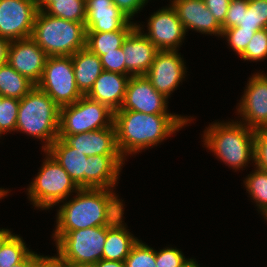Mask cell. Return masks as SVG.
<instances>
[{"mask_svg":"<svg viewBox=\"0 0 267 267\" xmlns=\"http://www.w3.org/2000/svg\"><path fill=\"white\" fill-rule=\"evenodd\" d=\"M113 190L80 188L75 197L63 201L52 234L55 244L69 231L111 225L124 214L123 200Z\"/></svg>","mask_w":267,"mask_h":267,"instance_id":"obj_1","label":"cell"},{"mask_svg":"<svg viewBox=\"0 0 267 267\" xmlns=\"http://www.w3.org/2000/svg\"><path fill=\"white\" fill-rule=\"evenodd\" d=\"M191 117L178 114H146L131 110L114 112L117 146L121 155L149 149L190 123Z\"/></svg>","mask_w":267,"mask_h":267,"instance_id":"obj_2","label":"cell"},{"mask_svg":"<svg viewBox=\"0 0 267 267\" xmlns=\"http://www.w3.org/2000/svg\"><path fill=\"white\" fill-rule=\"evenodd\" d=\"M255 130L239 121L214 122L204 130L205 147L222 162L236 170H244L254 161Z\"/></svg>","mask_w":267,"mask_h":267,"instance_id":"obj_3","label":"cell"},{"mask_svg":"<svg viewBox=\"0 0 267 267\" xmlns=\"http://www.w3.org/2000/svg\"><path fill=\"white\" fill-rule=\"evenodd\" d=\"M59 118L60 107L35 85L20 99L15 131L40 139L45 151L58 138Z\"/></svg>","mask_w":267,"mask_h":267,"instance_id":"obj_4","label":"cell"},{"mask_svg":"<svg viewBox=\"0 0 267 267\" xmlns=\"http://www.w3.org/2000/svg\"><path fill=\"white\" fill-rule=\"evenodd\" d=\"M85 23L68 21L38 11L31 38L47 56H72L86 46Z\"/></svg>","mask_w":267,"mask_h":267,"instance_id":"obj_5","label":"cell"},{"mask_svg":"<svg viewBox=\"0 0 267 267\" xmlns=\"http://www.w3.org/2000/svg\"><path fill=\"white\" fill-rule=\"evenodd\" d=\"M43 152L46 154L44 162L27 188V195L33 206L48 210L80 188L47 151Z\"/></svg>","mask_w":267,"mask_h":267,"instance_id":"obj_6","label":"cell"},{"mask_svg":"<svg viewBox=\"0 0 267 267\" xmlns=\"http://www.w3.org/2000/svg\"><path fill=\"white\" fill-rule=\"evenodd\" d=\"M114 125V111L108 106L82 96L71 105L60 108L58 136L86 133Z\"/></svg>","mask_w":267,"mask_h":267,"instance_id":"obj_7","label":"cell"},{"mask_svg":"<svg viewBox=\"0 0 267 267\" xmlns=\"http://www.w3.org/2000/svg\"><path fill=\"white\" fill-rule=\"evenodd\" d=\"M36 86L60 108L75 103L83 96L76 85L71 56H48Z\"/></svg>","mask_w":267,"mask_h":267,"instance_id":"obj_8","label":"cell"},{"mask_svg":"<svg viewBox=\"0 0 267 267\" xmlns=\"http://www.w3.org/2000/svg\"><path fill=\"white\" fill-rule=\"evenodd\" d=\"M107 226L90 227L66 233L57 243V254L66 261L93 265L102 259Z\"/></svg>","mask_w":267,"mask_h":267,"instance_id":"obj_9","label":"cell"},{"mask_svg":"<svg viewBox=\"0 0 267 267\" xmlns=\"http://www.w3.org/2000/svg\"><path fill=\"white\" fill-rule=\"evenodd\" d=\"M38 10L34 0H0V37L30 38Z\"/></svg>","mask_w":267,"mask_h":267,"instance_id":"obj_10","label":"cell"},{"mask_svg":"<svg viewBox=\"0 0 267 267\" xmlns=\"http://www.w3.org/2000/svg\"><path fill=\"white\" fill-rule=\"evenodd\" d=\"M147 29L148 33L144 35L158 50L178 51L186 35L184 26L171 4L150 16Z\"/></svg>","mask_w":267,"mask_h":267,"instance_id":"obj_11","label":"cell"},{"mask_svg":"<svg viewBox=\"0 0 267 267\" xmlns=\"http://www.w3.org/2000/svg\"><path fill=\"white\" fill-rule=\"evenodd\" d=\"M237 106V114L247 127L258 130L267 128V77L257 72L247 82Z\"/></svg>","mask_w":267,"mask_h":267,"instance_id":"obj_12","label":"cell"},{"mask_svg":"<svg viewBox=\"0 0 267 267\" xmlns=\"http://www.w3.org/2000/svg\"><path fill=\"white\" fill-rule=\"evenodd\" d=\"M183 57L177 51L159 50L146 77L152 86L167 98L185 78L186 67Z\"/></svg>","mask_w":267,"mask_h":267,"instance_id":"obj_13","label":"cell"},{"mask_svg":"<svg viewBox=\"0 0 267 267\" xmlns=\"http://www.w3.org/2000/svg\"><path fill=\"white\" fill-rule=\"evenodd\" d=\"M168 98L158 92L145 75L129 78L125 97L119 110H131L146 114L169 113Z\"/></svg>","mask_w":267,"mask_h":267,"instance_id":"obj_14","label":"cell"},{"mask_svg":"<svg viewBox=\"0 0 267 267\" xmlns=\"http://www.w3.org/2000/svg\"><path fill=\"white\" fill-rule=\"evenodd\" d=\"M47 57L30 37L11 41L7 63L36 85L41 80Z\"/></svg>","mask_w":267,"mask_h":267,"instance_id":"obj_15","label":"cell"},{"mask_svg":"<svg viewBox=\"0 0 267 267\" xmlns=\"http://www.w3.org/2000/svg\"><path fill=\"white\" fill-rule=\"evenodd\" d=\"M136 24L127 18L112 0H86L87 32L133 30Z\"/></svg>","mask_w":267,"mask_h":267,"instance_id":"obj_16","label":"cell"},{"mask_svg":"<svg viewBox=\"0 0 267 267\" xmlns=\"http://www.w3.org/2000/svg\"><path fill=\"white\" fill-rule=\"evenodd\" d=\"M141 25L128 34L123 42L122 49L126 63V75H146L151 67L156 53V46L143 34Z\"/></svg>","mask_w":267,"mask_h":267,"instance_id":"obj_17","label":"cell"},{"mask_svg":"<svg viewBox=\"0 0 267 267\" xmlns=\"http://www.w3.org/2000/svg\"><path fill=\"white\" fill-rule=\"evenodd\" d=\"M171 2L186 33L188 29H192L207 35H222V26L206 8L204 0H172Z\"/></svg>","mask_w":267,"mask_h":267,"instance_id":"obj_18","label":"cell"},{"mask_svg":"<svg viewBox=\"0 0 267 267\" xmlns=\"http://www.w3.org/2000/svg\"><path fill=\"white\" fill-rule=\"evenodd\" d=\"M58 138L86 156L121 155L117 146L115 125L86 133L58 136Z\"/></svg>","mask_w":267,"mask_h":267,"instance_id":"obj_19","label":"cell"},{"mask_svg":"<svg viewBox=\"0 0 267 267\" xmlns=\"http://www.w3.org/2000/svg\"><path fill=\"white\" fill-rule=\"evenodd\" d=\"M124 161L122 155L88 156L87 188L114 189Z\"/></svg>","mask_w":267,"mask_h":267,"instance_id":"obj_20","label":"cell"},{"mask_svg":"<svg viewBox=\"0 0 267 267\" xmlns=\"http://www.w3.org/2000/svg\"><path fill=\"white\" fill-rule=\"evenodd\" d=\"M130 77L117 72L103 71L86 96L115 112L122 106Z\"/></svg>","mask_w":267,"mask_h":267,"instance_id":"obj_21","label":"cell"},{"mask_svg":"<svg viewBox=\"0 0 267 267\" xmlns=\"http://www.w3.org/2000/svg\"><path fill=\"white\" fill-rule=\"evenodd\" d=\"M45 151L69 174L79 188H87V158L82 152L57 138Z\"/></svg>","mask_w":267,"mask_h":267,"instance_id":"obj_22","label":"cell"},{"mask_svg":"<svg viewBox=\"0 0 267 267\" xmlns=\"http://www.w3.org/2000/svg\"><path fill=\"white\" fill-rule=\"evenodd\" d=\"M123 214L111 225H107V237L103 248L102 259L125 261L133 245L138 241L126 225L123 224Z\"/></svg>","mask_w":267,"mask_h":267,"instance_id":"obj_23","label":"cell"},{"mask_svg":"<svg viewBox=\"0 0 267 267\" xmlns=\"http://www.w3.org/2000/svg\"><path fill=\"white\" fill-rule=\"evenodd\" d=\"M71 57L77 88L83 96H86L98 76L104 71L100 57L86 47Z\"/></svg>","mask_w":267,"mask_h":267,"instance_id":"obj_24","label":"cell"},{"mask_svg":"<svg viewBox=\"0 0 267 267\" xmlns=\"http://www.w3.org/2000/svg\"><path fill=\"white\" fill-rule=\"evenodd\" d=\"M35 84L21 75L8 63L0 66V95L21 99L28 94Z\"/></svg>","mask_w":267,"mask_h":267,"instance_id":"obj_25","label":"cell"},{"mask_svg":"<svg viewBox=\"0 0 267 267\" xmlns=\"http://www.w3.org/2000/svg\"><path fill=\"white\" fill-rule=\"evenodd\" d=\"M132 30L111 32H86V48L99 57L106 52L122 47L124 40Z\"/></svg>","mask_w":267,"mask_h":267,"instance_id":"obj_26","label":"cell"},{"mask_svg":"<svg viewBox=\"0 0 267 267\" xmlns=\"http://www.w3.org/2000/svg\"><path fill=\"white\" fill-rule=\"evenodd\" d=\"M243 183L252 200L256 202L257 208L267 220V170L256 167Z\"/></svg>","mask_w":267,"mask_h":267,"instance_id":"obj_27","label":"cell"},{"mask_svg":"<svg viewBox=\"0 0 267 267\" xmlns=\"http://www.w3.org/2000/svg\"><path fill=\"white\" fill-rule=\"evenodd\" d=\"M44 12L68 21L85 23L86 0H55Z\"/></svg>","mask_w":267,"mask_h":267,"instance_id":"obj_28","label":"cell"},{"mask_svg":"<svg viewBox=\"0 0 267 267\" xmlns=\"http://www.w3.org/2000/svg\"><path fill=\"white\" fill-rule=\"evenodd\" d=\"M29 250L17 234H13L2 246L0 251V267H11L21 262L29 253Z\"/></svg>","mask_w":267,"mask_h":267,"instance_id":"obj_29","label":"cell"},{"mask_svg":"<svg viewBox=\"0 0 267 267\" xmlns=\"http://www.w3.org/2000/svg\"><path fill=\"white\" fill-rule=\"evenodd\" d=\"M125 264L126 267H157L156 250L138 239L125 259Z\"/></svg>","mask_w":267,"mask_h":267,"instance_id":"obj_30","label":"cell"},{"mask_svg":"<svg viewBox=\"0 0 267 267\" xmlns=\"http://www.w3.org/2000/svg\"><path fill=\"white\" fill-rule=\"evenodd\" d=\"M20 100L3 97L0 103V136L15 131Z\"/></svg>","mask_w":267,"mask_h":267,"instance_id":"obj_31","label":"cell"},{"mask_svg":"<svg viewBox=\"0 0 267 267\" xmlns=\"http://www.w3.org/2000/svg\"><path fill=\"white\" fill-rule=\"evenodd\" d=\"M243 60L257 62L267 58V28L256 31L240 55Z\"/></svg>","mask_w":267,"mask_h":267,"instance_id":"obj_32","label":"cell"},{"mask_svg":"<svg viewBox=\"0 0 267 267\" xmlns=\"http://www.w3.org/2000/svg\"><path fill=\"white\" fill-rule=\"evenodd\" d=\"M257 30H246L239 26L224 29L221 37H224L228 45L238 56H240L247 48L248 42L252 39L253 34Z\"/></svg>","mask_w":267,"mask_h":267,"instance_id":"obj_33","label":"cell"},{"mask_svg":"<svg viewBox=\"0 0 267 267\" xmlns=\"http://www.w3.org/2000/svg\"><path fill=\"white\" fill-rule=\"evenodd\" d=\"M122 47L100 56L104 71L126 75V63Z\"/></svg>","mask_w":267,"mask_h":267,"instance_id":"obj_34","label":"cell"},{"mask_svg":"<svg viewBox=\"0 0 267 267\" xmlns=\"http://www.w3.org/2000/svg\"><path fill=\"white\" fill-rule=\"evenodd\" d=\"M254 152V166L267 170V128L255 130Z\"/></svg>","mask_w":267,"mask_h":267,"instance_id":"obj_35","label":"cell"},{"mask_svg":"<svg viewBox=\"0 0 267 267\" xmlns=\"http://www.w3.org/2000/svg\"><path fill=\"white\" fill-rule=\"evenodd\" d=\"M185 260L182 251L177 248L167 247L156 251L157 267H180Z\"/></svg>","mask_w":267,"mask_h":267,"instance_id":"obj_36","label":"cell"},{"mask_svg":"<svg viewBox=\"0 0 267 267\" xmlns=\"http://www.w3.org/2000/svg\"><path fill=\"white\" fill-rule=\"evenodd\" d=\"M242 7H248V0H231L227 10L226 18L222 29H229L239 26L241 21Z\"/></svg>","mask_w":267,"mask_h":267,"instance_id":"obj_37","label":"cell"},{"mask_svg":"<svg viewBox=\"0 0 267 267\" xmlns=\"http://www.w3.org/2000/svg\"><path fill=\"white\" fill-rule=\"evenodd\" d=\"M112 1L113 4L117 6L127 18H129L130 20H134L132 19L133 16H135L136 13L141 11L149 0H112Z\"/></svg>","mask_w":267,"mask_h":267,"instance_id":"obj_38","label":"cell"},{"mask_svg":"<svg viewBox=\"0 0 267 267\" xmlns=\"http://www.w3.org/2000/svg\"><path fill=\"white\" fill-rule=\"evenodd\" d=\"M204 2L206 8L209 9L217 22L222 26L231 0H204Z\"/></svg>","mask_w":267,"mask_h":267,"instance_id":"obj_39","label":"cell"},{"mask_svg":"<svg viewBox=\"0 0 267 267\" xmlns=\"http://www.w3.org/2000/svg\"><path fill=\"white\" fill-rule=\"evenodd\" d=\"M239 27L246 30H260L259 24H256L255 7H242L241 21H239Z\"/></svg>","mask_w":267,"mask_h":267,"instance_id":"obj_40","label":"cell"},{"mask_svg":"<svg viewBox=\"0 0 267 267\" xmlns=\"http://www.w3.org/2000/svg\"><path fill=\"white\" fill-rule=\"evenodd\" d=\"M249 7H255L256 24L267 28V0H249Z\"/></svg>","mask_w":267,"mask_h":267,"instance_id":"obj_41","label":"cell"},{"mask_svg":"<svg viewBox=\"0 0 267 267\" xmlns=\"http://www.w3.org/2000/svg\"><path fill=\"white\" fill-rule=\"evenodd\" d=\"M30 267H58V254L57 256H44L35 254L34 251L30 252Z\"/></svg>","mask_w":267,"mask_h":267,"instance_id":"obj_42","label":"cell"},{"mask_svg":"<svg viewBox=\"0 0 267 267\" xmlns=\"http://www.w3.org/2000/svg\"><path fill=\"white\" fill-rule=\"evenodd\" d=\"M11 41L0 37V66L7 63Z\"/></svg>","mask_w":267,"mask_h":267,"instance_id":"obj_43","label":"cell"},{"mask_svg":"<svg viewBox=\"0 0 267 267\" xmlns=\"http://www.w3.org/2000/svg\"><path fill=\"white\" fill-rule=\"evenodd\" d=\"M92 267H126L125 261H114L101 259L94 263Z\"/></svg>","mask_w":267,"mask_h":267,"instance_id":"obj_44","label":"cell"},{"mask_svg":"<svg viewBox=\"0 0 267 267\" xmlns=\"http://www.w3.org/2000/svg\"><path fill=\"white\" fill-rule=\"evenodd\" d=\"M58 267H92L91 265H85V264H79V263H73L70 261L63 260L58 255Z\"/></svg>","mask_w":267,"mask_h":267,"instance_id":"obj_45","label":"cell"},{"mask_svg":"<svg viewBox=\"0 0 267 267\" xmlns=\"http://www.w3.org/2000/svg\"><path fill=\"white\" fill-rule=\"evenodd\" d=\"M13 235V233L9 229H1L0 228V251L3 244Z\"/></svg>","mask_w":267,"mask_h":267,"instance_id":"obj_46","label":"cell"},{"mask_svg":"<svg viewBox=\"0 0 267 267\" xmlns=\"http://www.w3.org/2000/svg\"><path fill=\"white\" fill-rule=\"evenodd\" d=\"M55 0H34L37 10L44 11Z\"/></svg>","mask_w":267,"mask_h":267,"instance_id":"obj_47","label":"cell"},{"mask_svg":"<svg viewBox=\"0 0 267 267\" xmlns=\"http://www.w3.org/2000/svg\"><path fill=\"white\" fill-rule=\"evenodd\" d=\"M11 267H30V253L21 262Z\"/></svg>","mask_w":267,"mask_h":267,"instance_id":"obj_48","label":"cell"},{"mask_svg":"<svg viewBox=\"0 0 267 267\" xmlns=\"http://www.w3.org/2000/svg\"><path fill=\"white\" fill-rule=\"evenodd\" d=\"M180 267H200L195 259H186Z\"/></svg>","mask_w":267,"mask_h":267,"instance_id":"obj_49","label":"cell"},{"mask_svg":"<svg viewBox=\"0 0 267 267\" xmlns=\"http://www.w3.org/2000/svg\"><path fill=\"white\" fill-rule=\"evenodd\" d=\"M8 191L10 190H5L0 188V199L4 198L7 195V193H9Z\"/></svg>","mask_w":267,"mask_h":267,"instance_id":"obj_50","label":"cell"}]
</instances>
